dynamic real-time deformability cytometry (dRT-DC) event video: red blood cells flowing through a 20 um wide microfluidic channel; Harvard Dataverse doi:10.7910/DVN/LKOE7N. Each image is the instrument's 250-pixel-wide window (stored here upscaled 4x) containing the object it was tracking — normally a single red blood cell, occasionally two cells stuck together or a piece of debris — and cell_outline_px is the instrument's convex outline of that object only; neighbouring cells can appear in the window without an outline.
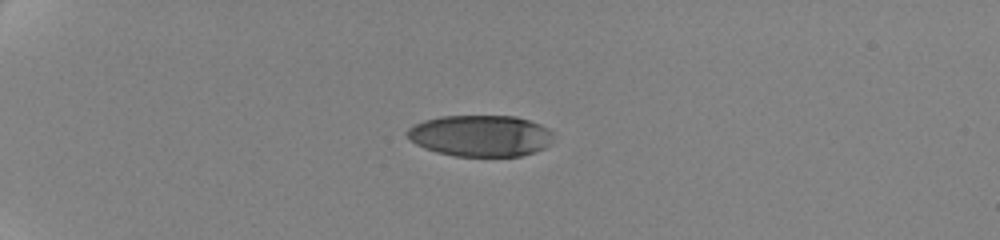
{"species": "human", "species_latin": "Homo sapiens", "temperature_condition": "cold", "stored_images_in_passage": 65, "camera_frame_rate_fps": 3000, "um_per_image_px": 0.085, "donor": {"sex": "female"}, "frame": {"image": 1, "passage_image": 1, "time_ms": 0.0, "image_size_px": [1000, 240], "cell_outline_px": [[552, 136], [548, 144], [544, 148], [536, 152], [520, 156], [456, 156], [436, 152], [424, 148], [416, 144], [404, 132], [408, 128], [424, 120], [440, 116], [516, 116], [540, 124], [548, 128], [552, 132]], "centroid_in_image_um": [40.83, 11.54], "position_along_channel_um": 44.2, "area_um2": 35.26}}
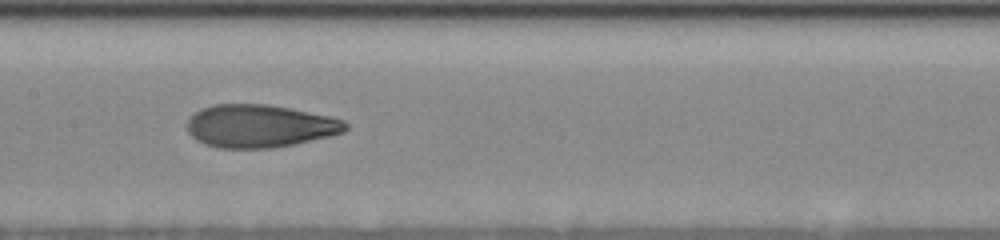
{"frame": {"image": 2, "passage_image": 30, "time_ms": 5.667, "image_size_px": [1000, 240], "cell_outline_px": [[348, 128], [344, 132], [332, 136], [272, 148], [216, 148], [204, 144], [196, 140], [188, 132], [188, 120], [200, 108], [212, 104], [268, 104], [328, 116], [344, 120], [348, 124]], "centroid_in_image_um": [22.07, 10.72], "position_along_channel_um": 185.3, "area_um2": 39.54}}
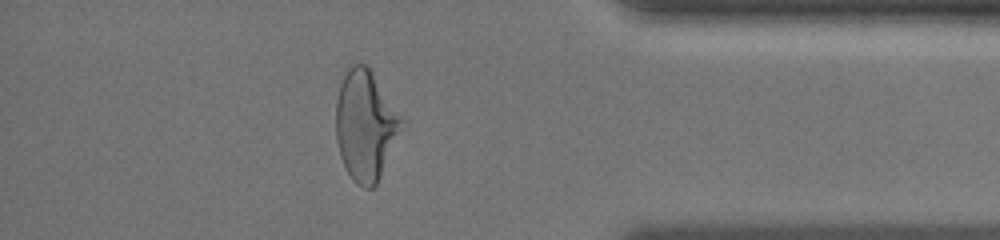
{"frame": {"image": 3, "passage_image": 54, "time_ms": 12.333, "image_size_px": [1000, 240], "cell_outline_px": [[408, 124], [376, 184], [372, 188], [364, 188], [356, 184], [352, 180], [344, 168], [340, 156], [336, 140], [336, 100], [340, 84], [348, 64], [364, 64], [368, 68]], "centroid_in_image_um": [31.1, 10.7], "position_along_channel_um": 404.1, "area_um2": 42.89}, "authors_computed_cell_mechanics": {"area_um2": 39.7086, "velocity_mm_per_s": 3.5207, "shape_relaxation_time_tau1_ms": 4.4683, "shape_relaxation_time_tau2_ms": 1.1704, "deformation_change_tau1": 0.1988, "deformation_change_tau2": 0.0756}}